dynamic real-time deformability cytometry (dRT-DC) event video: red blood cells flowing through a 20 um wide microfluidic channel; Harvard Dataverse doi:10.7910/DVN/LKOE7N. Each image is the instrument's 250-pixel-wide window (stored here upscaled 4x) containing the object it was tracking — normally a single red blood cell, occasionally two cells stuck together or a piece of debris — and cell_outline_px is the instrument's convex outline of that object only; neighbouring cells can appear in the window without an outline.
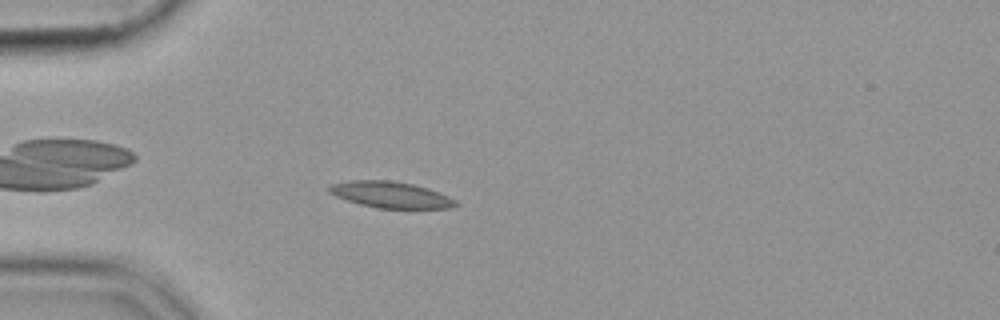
{"species": "common noctule bat (a hibernating species)", "species_latin": "Nyctalus noctula", "temperature_condition": "cold", "stored_images_in_passage": 44, "camera_frame_rate_fps": 3000, "um_per_image_px": 0.085, "animal": {"sex": "female", "body_mass_g": 19.9}, "frame": {"image": 1, "passage_image": 5, "time_ms": 1.333, "image_size_px": [1000, 320], "cell_outline_px": [[460, 204], [452, 208], [376, 208], [360, 204], [336, 196], [328, 192], [328, 184], [352, 180], [388, 180], [412, 184], [428, 188], [448, 196], [456, 200]], "centroid_in_image_um": [33.2, 16.55], "position_along_channel_um": 51.8, "area_um2": 19.36}}
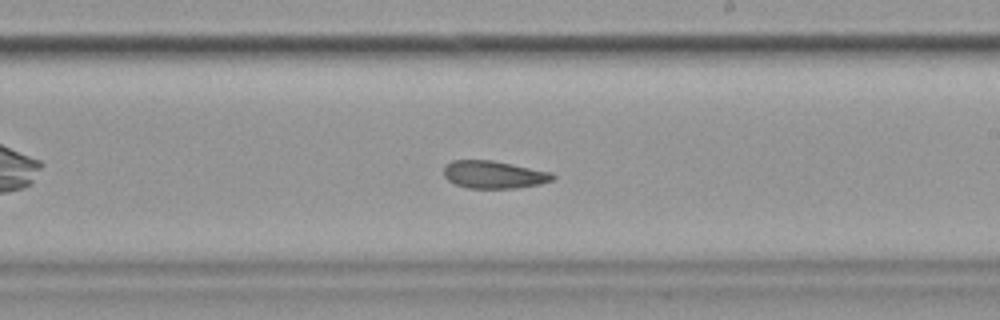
{"frame": {"image": 2, "passage_image": 22, "time_ms": 7.0, "image_size_px": [1000, 320], "cell_outline_px": [[556, 176], [552, 180], [540, 184], [516, 188], [468, 188], [456, 184], [448, 180], [444, 176], [444, 168], [452, 160], [492, 160], [552, 172]], "centroid_in_image_um": [41.99, 14.84], "position_along_channel_um": 247.0, "area_um2": 17.46}}
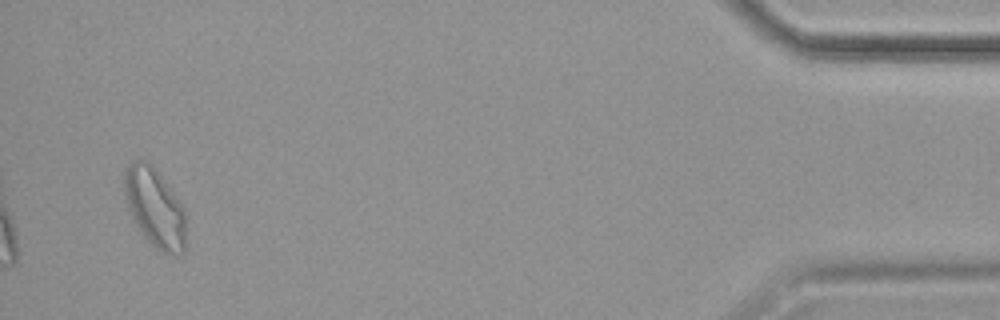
{"frame": {"image": 3, "passage_image": 42, "time_ms": 13.667, "image_size_px": [1000, 320], "cell_outline_px": [[184, 252], [172, 256], [160, 252], [136, 228], [128, 208], [124, 192], [124, 168], [132, 160], [148, 160], [152, 164], [184, 208]], "centroid_in_image_um": [13.12, 17.64], "position_along_channel_um": 422.1, "area_um2": 28.38}}